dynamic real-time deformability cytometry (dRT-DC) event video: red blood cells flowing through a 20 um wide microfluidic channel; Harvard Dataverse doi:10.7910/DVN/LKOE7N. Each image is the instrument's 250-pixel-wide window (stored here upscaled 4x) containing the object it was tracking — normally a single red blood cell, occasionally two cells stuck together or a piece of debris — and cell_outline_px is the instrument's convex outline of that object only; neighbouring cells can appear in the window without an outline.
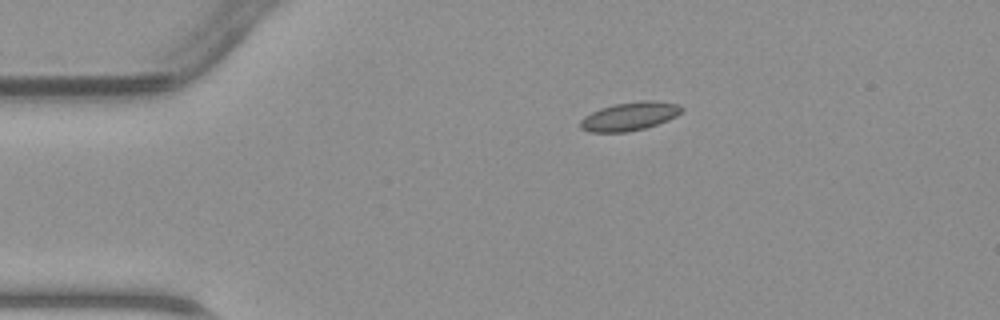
{"species": "common noctule bat (a hibernating species)", "species_latin": "Nyctalus noctula", "temperature_condition": "warm", "stored_images_in_passage": 39, "camera_frame_rate_fps": 3000, "um_per_image_px": 0.085, "animal": {"sex": "male", "body_mass_g": 23.1, "forearm_length_mm": 52.7}, "frame": {"image": 1, "passage_image": 1, "time_ms": 0.0, "image_size_px": [1000, 320], "cell_outline_px": [[684, 108], [676, 116], [668, 120], [644, 128], [628, 132], [588, 132], [580, 128], [580, 120], [584, 116], [600, 108], [616, 104], [640, 100], [652, 100], [680, 104]], "centroid_in_image_um": [53.51, 9.88], "position_along_channel_um": 31.5, "area_um2": 16.82}}
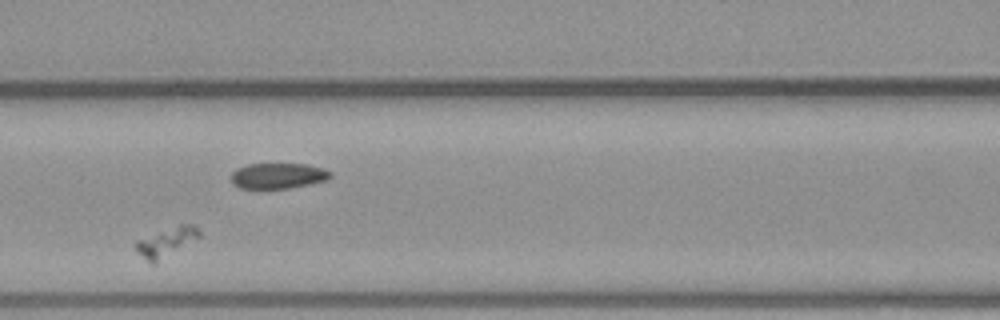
{"frame": {"image": 2, "passage_image": 12, "time_ms": 3.667, "image_size_px": [1000, 320], "cell_outline_px": [[200, 236], [152, 264], [136, 248], [136, 240], [180, 224], [192, 224], [200, 228]], "centroid_in_image_um": [14.18, 20.52], "position_along_channel_um": 152.4, "area_um2": 10.06}}
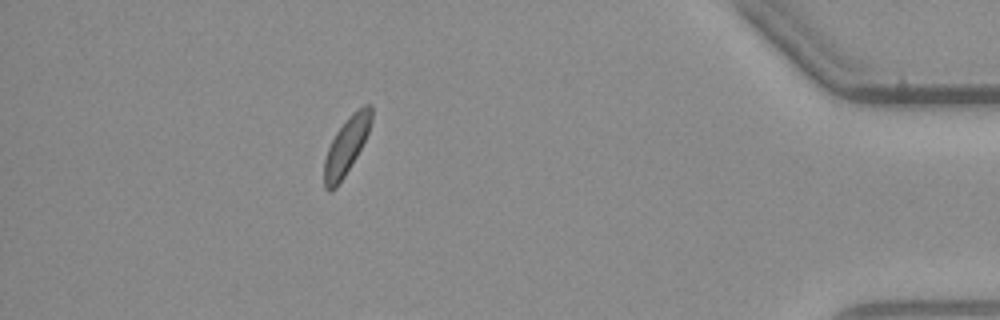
{"frame": {"image": 3, "passage_image": 34, "time_ms": 11.0, "image_size_px": [1000, 320], "cell_outline_px": [[372, 120], [368, 132], [356, 156], [344, 176], [336, 188], [332, 192], [328, 192], [324, 188], [324, 160], [328, 148], [336, 132], [352, 112], [364, 104], [372, 104]], "centroid_in_image_um": [29.43, 12.41], "position_along_channel_um": 405.8, "area_um2": 15.55}}